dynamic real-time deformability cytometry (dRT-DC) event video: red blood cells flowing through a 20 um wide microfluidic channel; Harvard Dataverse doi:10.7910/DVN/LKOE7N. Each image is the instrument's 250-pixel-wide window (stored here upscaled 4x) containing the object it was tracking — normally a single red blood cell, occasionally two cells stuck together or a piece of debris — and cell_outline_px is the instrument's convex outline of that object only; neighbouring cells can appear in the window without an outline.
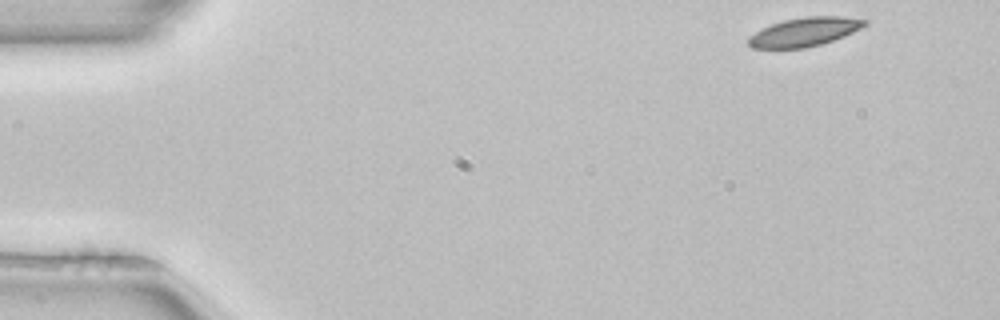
{"species": "common noctule bat (a hibernating species)", "species_latin": "Nyctalus noctula", "temperature_condition": "room temperature", "stored_images_in_passage": 4, "camera_frame_rate_fps": 3000, "um_per_image_px": 0.085, "animal": {"sex": "female", "body_mass_g": 22.7, "forearm_length_mm": 54.2}, "frame": {"image": 1, "passage_image": 1, "time_ms": 0.0, "image_size_px": [1000, 320], "cell_outline_px": [[868, 24], [844, 36], [820, 44], [804, 48], [752, 48], [748, 44], [748, 36], [772, 24], [784, 20], [804, 16], [844, 16], [868, 20]], "centroid_in_image_um": [68.4, 2.7], "position_along_channel_um": 16.6, "area_um2": 19.36}}
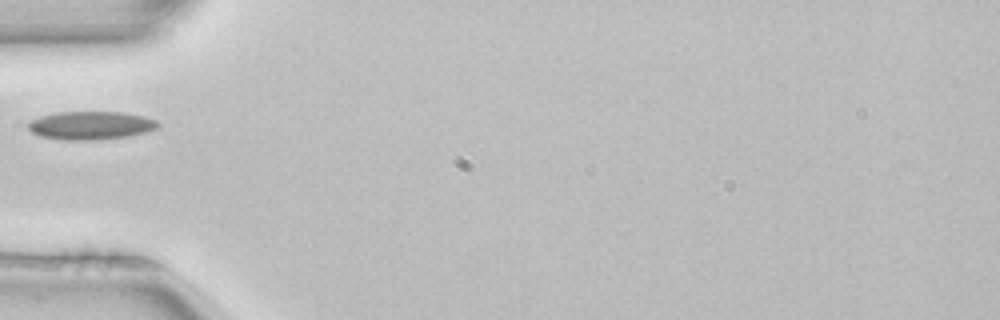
{"frame": {"image": 2, "passage_image": 4, "time_ms": 1.0, "image_size_px": [1000, 320], "cell_outline_px": [[160, 124], [156, 128], [144, 132], [128, 136], [92, 140], [64, 140], [40, 136], [32, 132], [28, 128], [28, 124], [32, 120], [40, 116], [56, 112], [120, 112], [144, 116], [156, 120]], "centroid_in_image_um": [7.69, 10.66], "position_along_channel_um": 77.3, "area_um2": 21.21}}